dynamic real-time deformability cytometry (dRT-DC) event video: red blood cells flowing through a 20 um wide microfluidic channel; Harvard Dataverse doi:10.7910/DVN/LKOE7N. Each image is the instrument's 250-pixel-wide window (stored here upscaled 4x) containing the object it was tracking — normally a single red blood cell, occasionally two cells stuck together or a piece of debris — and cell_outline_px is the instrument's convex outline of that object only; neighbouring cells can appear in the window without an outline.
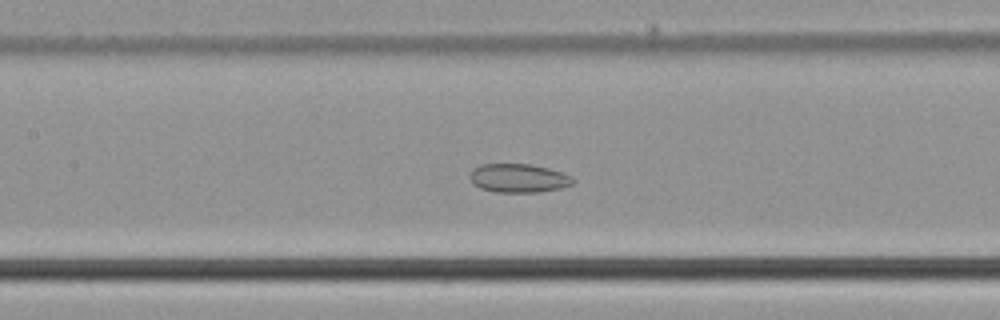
{"species": "common noctule bat (a hibernating species)", "species_latin": "Nyctalus noctula", "temperature_condition": "cold", "stored_images_in_passage": 40, "camera_frame_rate_fps": 3000, "um_per_image_px": 0.085, "animal": {"sex": "male", "body_mass_g": 21.5, "forearm_length_mm": 52.0}, "frame": {"image": 1, "passage_image": 13, "time_ms": 4.0, "image_size_px": [1000, 320], "cell_outline_px": [[576, 180], [572, 184], [560, 188], [536, 192], [496, 192], [480, 188], [468, 176], [472, 168], [480, 164], [532, 164], [564, 172], [572, 176]], "centroid_in_image_um": [44.09, 15.13], "position_along_channel_um": 163.3, "area_um2": 17.34}}
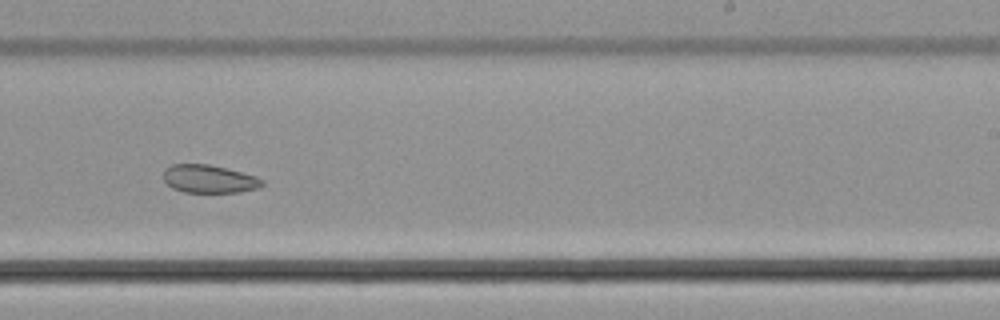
{"frame": {"image": 2, "passage_image": 21, "time_ms": 6.667, "image_size_px": [1000, 320], "cell_outline_px": [[264, 184], [260, 188], [240, 192], [184, 192], [172, 188], [164, 180], [164, 168], [172, 164], [208, 164], [256, 176], [264, 180]], "centroid_in_image_um": [17.78, 15.21], "position_along_channel_um": 271.2, "area_um2": 16.13}}
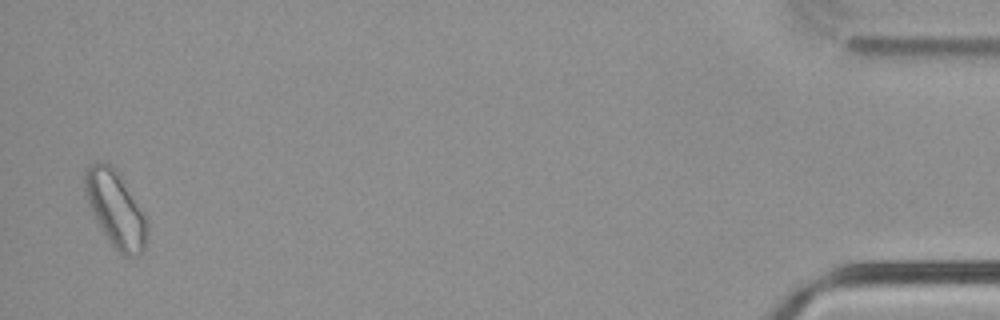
{"frame": {"image": 3, "passage_image": 39, "time_ms": 12.667, "image_size_px": [1000, 320], "cell_outline_px": [[148, 232], [144, 252], [132, 256], [124, 256], [112, 244], [100, 228], [88, 204], [84, 192], [84, 176], [88, 164], [96, 160], [100, 160], [108, 164], [124, 180], [144, 212], [148, 220]], "centroid_in_image_um": [9.83, 17.75], "position_along_channel_um": 425.4, "area_um2": 27.69}}